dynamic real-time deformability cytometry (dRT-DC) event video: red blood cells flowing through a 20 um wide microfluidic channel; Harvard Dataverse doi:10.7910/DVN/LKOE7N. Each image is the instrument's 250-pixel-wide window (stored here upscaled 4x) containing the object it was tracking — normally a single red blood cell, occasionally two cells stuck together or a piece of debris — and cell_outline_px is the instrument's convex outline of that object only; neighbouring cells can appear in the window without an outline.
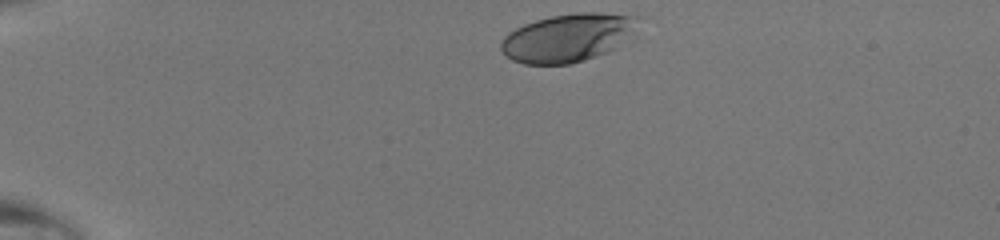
{"species": "human", "species_latin": "Homo sapiens", "temperature_condition": "room temperature", "stored_images_in_passage": 32, "camera_frame_rate_fps": 3000, "um_per_image_px": 0.085, "donor": {"sex": "male"}, "frame": {"image": 1, "passage_image": 1, "time_ms": 0.0, "image_size_px": [1000, 240], "cell_outline_px": [[640, 16], [612, 48], [608, 52], [584, 60], [568, 64], [524, 64], [512, 60], [500, 48], [500, 40], [508, 32], [524, 24], [536, 20], [552, 16], [576, 12], [600, 12]], "centroid_in_image_um": [48.11, 3.2], "position_along_channel_um": 36.9, "area_um2": 37.34}}
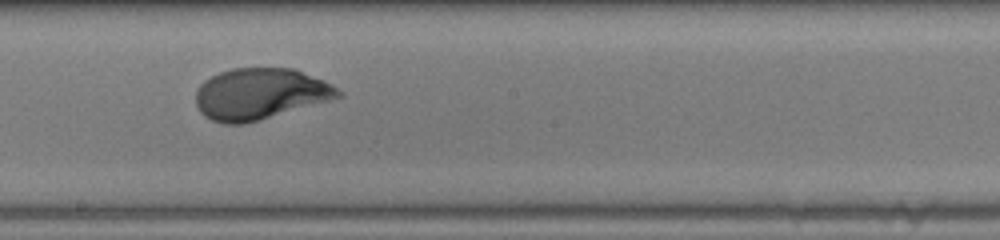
{"frame": {"image": 2, "passage_image": 19, "time_ms": 6.0, "image_size_px": [1000, 240], "cell_outline_px": [[344, 96], [260, 120], [244, 124], [224, 124], [212, 120], [204, 116], [200, 112], [196, 104], [196, 92], [200, 84], [204, 80], [220, 72], [232, 68], [292, 68], [324, 80], [332, 84], [344, 92]], "centroid_in_image_um": [22.12, 7.98], "position_along_channel_um": 226.1, "area_um2": 42.66}}
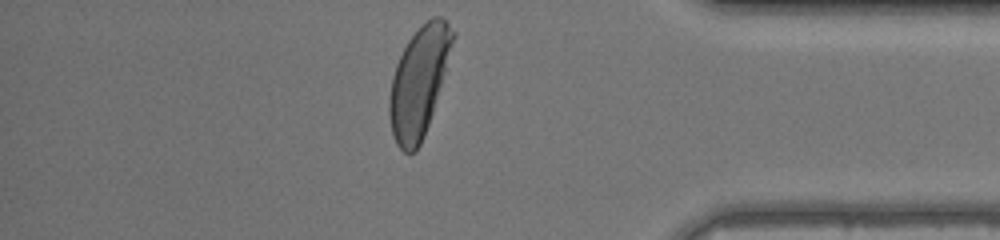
{"frame": {"image": 3, "passage_image": 32, "time_ms": 10.333, "image_size_px": [1000, 240], "cell_outline_px": [[456, 36], [432, 112], [424, 136], [416, 152], [404, 152], [396, 144], [392, 132], [388, 116], [388, 100], [392, 76], [396, 64], [408, 40], [432, 16], [440, 16], [456, 32]], "centroid_in_image_um": [35.59, 6.97], "position_along_channel_um": 399.6, "area_um2": 40.0}}